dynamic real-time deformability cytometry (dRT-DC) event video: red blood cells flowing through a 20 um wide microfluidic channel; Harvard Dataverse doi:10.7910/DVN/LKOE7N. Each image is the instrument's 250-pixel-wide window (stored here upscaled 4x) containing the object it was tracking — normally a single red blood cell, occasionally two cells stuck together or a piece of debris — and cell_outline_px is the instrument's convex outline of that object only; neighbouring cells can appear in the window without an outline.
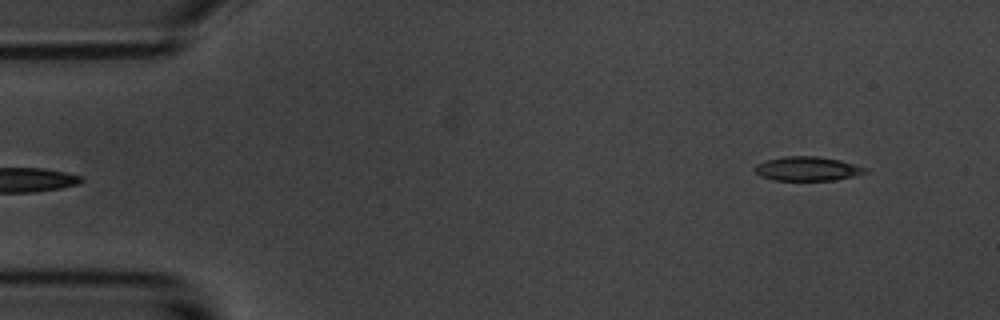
{"species": "common noctule bat (a hibernating species)", "species_latin": "Nyctalus noctula", "temperature_condition": "room temperature", "stored_images_in_passage": 6, "camera_frame_rate_fps": 3000, "um_per_image_px": 0.085, "animal": {"sex": "male", "body_mass_g": 20.1, "forearm_length_mm": 53.5}, "frame": {"image": 1, "passage_image": 6, "time_ms": 6.667, "image_size_px": [1000, 320], "cell_outline_px": [[868, 172], [836, 180], [772, 180], [760, 176], [752, 168], [756, 164], [768, 160], [784, 156], [816, 156], [840, 160], [868, 168]], "centroid_in_image_um": [68.61, 14.34], "position_along_channel_um": 16.4, "area_um2": 15.55}}